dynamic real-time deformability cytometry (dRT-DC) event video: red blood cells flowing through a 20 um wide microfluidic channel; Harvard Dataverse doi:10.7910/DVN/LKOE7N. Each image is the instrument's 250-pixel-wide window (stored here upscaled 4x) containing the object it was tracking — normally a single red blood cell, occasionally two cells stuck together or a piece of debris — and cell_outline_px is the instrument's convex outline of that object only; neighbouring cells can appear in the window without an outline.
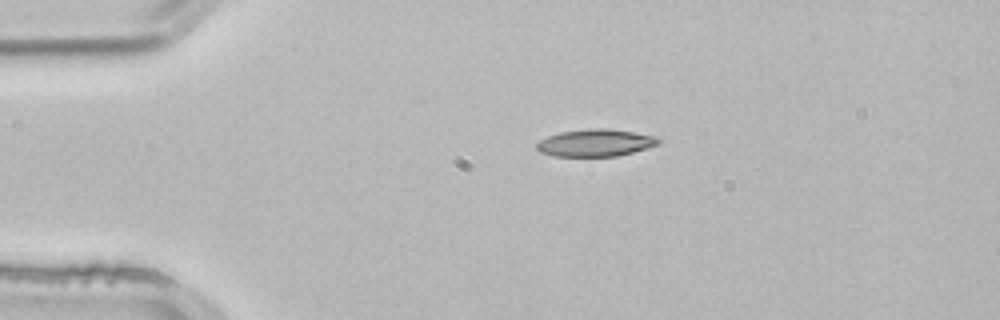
{"species": "common noctule bat (a hibernating species)", "species_latin": "Nyctalus noctula", "temperature_condition": "room temperature", "stored_images_in_passage": 2, "camera_frame_rate_fps": 3000, "um_per_image_px": 0.085, "animal": {"sex": "male", "body_mass_g": 21.5, "forearm_length_mm": 52.0}, "frame": {"image": 1, "passage_image": 1, "time_ms": 0.0, "image_size_px": [1000, 320], "cell_outline_px": [[660, 144], [648, 148], [616, 156], [552, 156], [540, 152], [536, 148], [536, 144], [540, 140], [548, 136], [560, 132], [588, 128], [608, 128], [656, 136], [660, 140]], "centroid_in_image_um": [50.61, 12.13], "position_along_channel_um": 34.4, "area_um2": 19.36}}
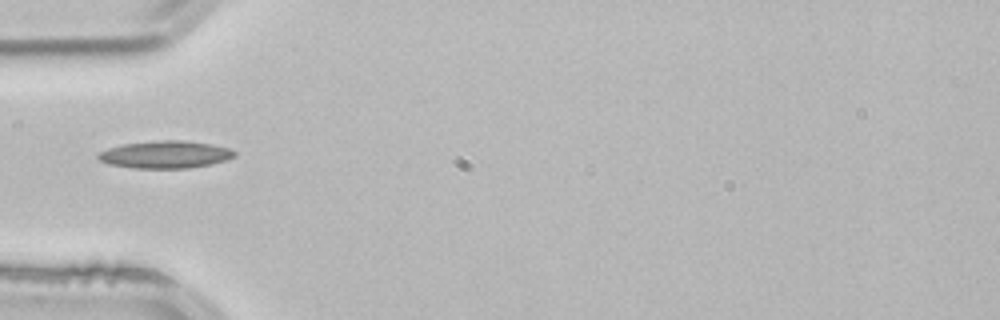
{"frame": {"image": 2, "passage_image": 2, "time_ms": 0.333, "image_size_px": [1000, 320], "cell_outline_px": [[236, 156], [212, 164], [188, 168], [132, 168], [108, 164], [100, 160], [96, 156], [100, 152], [108, 148], [124, 144], [160, 140], [184, 140], [212, 144], [228, 148], [236, 152]], "centroid_in_image_um": [14.05, 13.13], "position_along_channel_um": 70.9, "area_um2": 21.73}}